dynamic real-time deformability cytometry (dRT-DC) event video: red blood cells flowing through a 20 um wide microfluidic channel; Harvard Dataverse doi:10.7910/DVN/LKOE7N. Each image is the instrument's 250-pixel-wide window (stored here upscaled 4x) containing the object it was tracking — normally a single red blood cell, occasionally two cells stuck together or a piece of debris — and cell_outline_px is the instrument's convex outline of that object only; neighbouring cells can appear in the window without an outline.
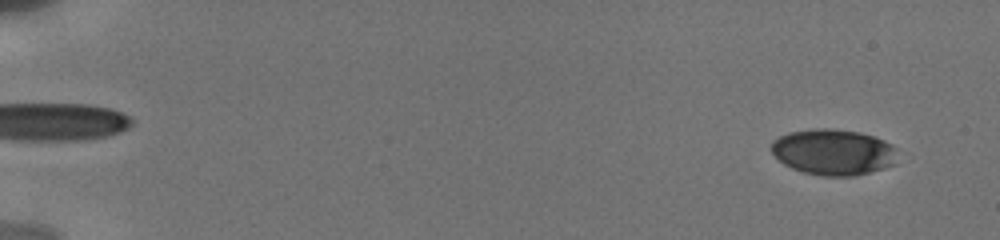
{"species": "human", "species_latin": "Homo sapiens", "temperature_condition": "cold", "stored_images_in_passage": 55, "camera_frame_rate_fps": 3000, "um_per_image_px": 0.085, "donor": {"sex": "male"}, "frame": {"image": 1, "passage_image": 4, "time_ms": 1.0, "image_size_px": [1000, 240], "cell_outline_px": [[896, 164], [884, 168], [856, 176], [824, 176], [804, 172], [792, 168], [784, 164], [772, 152], [772, 140], [788, 132], [816, 128], [828, 128], [860, 132], [884, 140], [892, 144], [896, 148]], "centroid_in_image_um": [70.86, 12.92], "position_along_channel_um": 14.1, "area_um2": 33.87}}
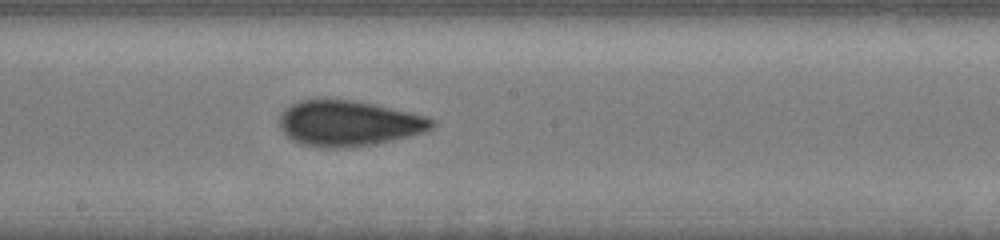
{"frame": {"image": 2, "passage_image": 33, "time_ms": 10.667, "image_size_px": [1000, 240], "cell_outline_px": [[436, 124], [432, 128], [424, 132], [376, 144], [348, 148], [320, 148], [300, 144], [292, 140], [280, 128], [280, 116], [284, 108], [300, 100], [356, 100], [376, 104], [412, 112], [428, 116], [436, 120]], "centroid_in_image_um": [29.67, 10.49], "position_along_channel_um": 218.5, "area_um2": 40.86}}
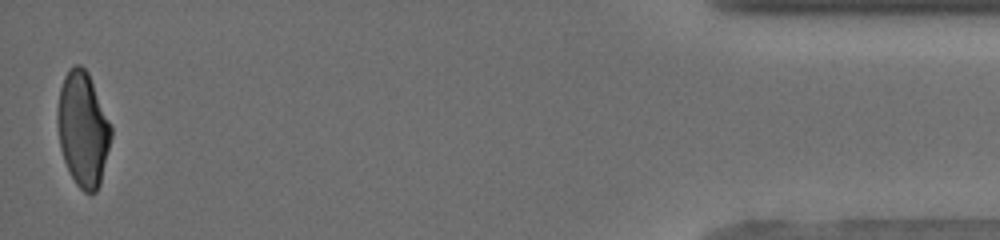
{"frame": {"image": 3, "passage_image": 55, "time_ms": 18.0, "image_size_px": [1000, 240], "cell_outline_px": [[112, 136], [100, 184], [96, 192], [84, 192], [76, 184], [64, 160], [60, 148], [56, 124], [56, 112], [60, 88], [64, 76], [68, 68], [76, 64], [80, 64], [88, 72], [112, 128]], "centroid_in_image_um": [7.03, 10.95], "position_along_channel_um": 428.2, "area_um2": 35.84}, "authors_computed_cell_mechanics": {"area_um2": 37.57, "velocity_mm_per_s": 3.8621, "shape_relaxation_time_tau1_ms": 4.7568, "shape_relaxation_time_tau2_ms": 1.4144, "deformation_change_tau1": 0.1432, "deformation_change_tau2": 0.0647}}